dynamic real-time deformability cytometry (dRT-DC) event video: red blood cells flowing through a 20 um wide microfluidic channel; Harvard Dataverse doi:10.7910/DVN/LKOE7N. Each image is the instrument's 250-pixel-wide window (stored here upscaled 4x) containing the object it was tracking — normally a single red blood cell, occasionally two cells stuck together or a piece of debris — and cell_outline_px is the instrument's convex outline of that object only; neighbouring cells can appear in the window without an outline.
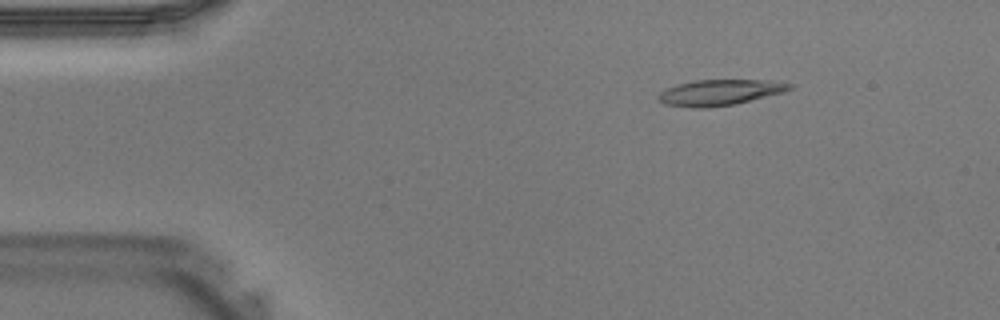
{"species": "Egyptian fruit bat (a non-hibernating species)", "species_latin": "Rousettus aegyptiacus", "temperature_condition": "warm", "stored_images_in_passage": 40, "camera_frame_rate_fps": 3000, "um_per_image_px": 0.085, "animal": {"sex": "male"}, "frame": {"image": 1, "passage_image": 6, "time_ms": 1.667, "image_size_px": [1000, 320], "cell_outline_px": [[792, 88], [784, 92], [736, 104], [704, 108], [692, 108], [664, 104], [656, 96], [660, 92], [676, 84], [692, 80], [772, 80], [792, 84]], "centroid_in_image_um": [61.17, 7.86], "position_along_channel_um": 23.8, "area_um2": 19.83}}
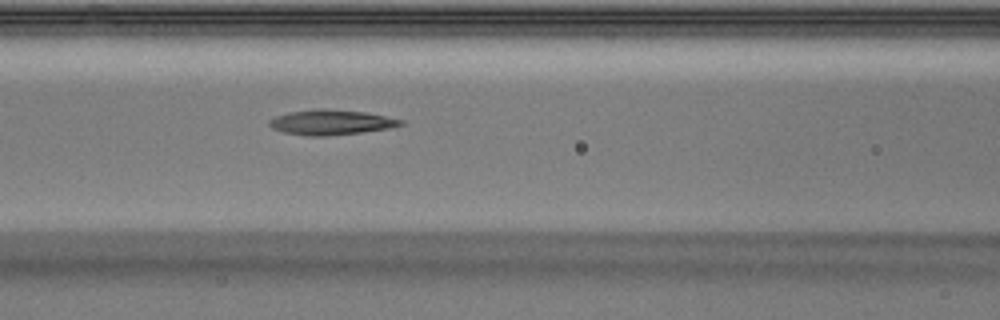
{"frame": {"image": 2, "passage_image": 17, "time_ms": 5.333, "image_size_px": [1000, 320], "cell_outline_px": [[404, 124], [388, 128], [360, 132], [328, 136], [308, 136], [284, 132], [272, 128], [268, 124], [268, 120], [276, 116], [288, 112], [316, 108], [324, 108], [364, 112], [404, 120]], "centroid_in_image_um": [28.09, 10.39], "position_along_channel_um": 138.5, "area_um2": 19.13}}
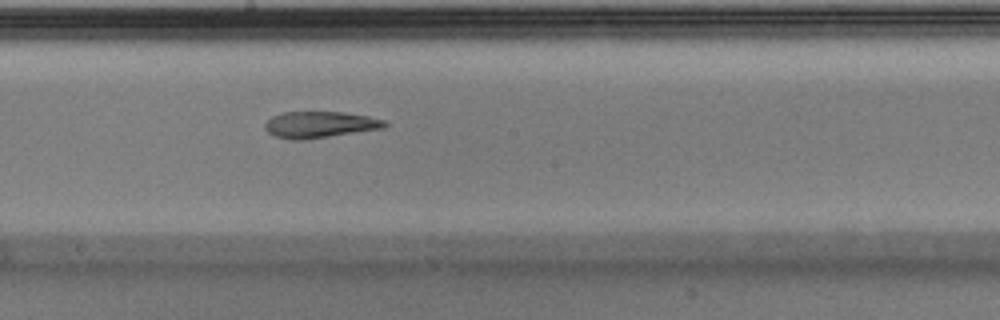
{"frame": {"image": 3, "passage_image": 22, "time_ms": 7.0, "image_size_px": [1000, 320], "cell_outline_px": [[388, 124], [384, 128], [304, 140], [292, 140], [272, 136], [264, 128], [264, 124], [272, 116], [284, 112], [340, 112], [368, 116], [384, 120]], "centroid_in_image_um": [27.15, 10.6], "position_along_channel_um": 221.1, "area_um2": 18.44}}